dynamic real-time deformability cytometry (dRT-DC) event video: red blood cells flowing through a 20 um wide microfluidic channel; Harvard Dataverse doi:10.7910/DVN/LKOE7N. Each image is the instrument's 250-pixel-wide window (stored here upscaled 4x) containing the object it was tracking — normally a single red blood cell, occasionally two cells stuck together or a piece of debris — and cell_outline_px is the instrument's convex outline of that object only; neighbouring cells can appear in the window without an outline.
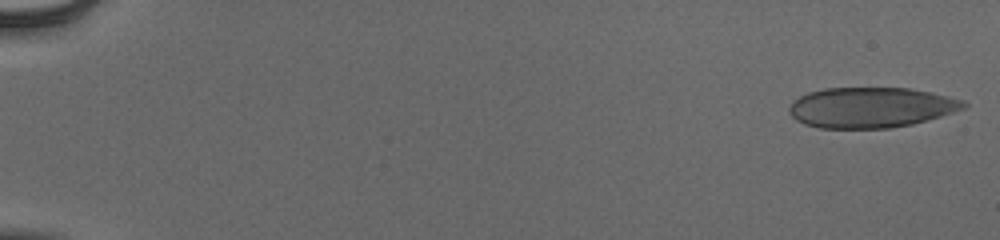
{"species": "human", "species_latin": "Homo sapiens", "temperature_condition": "cold", "stored_images_in_passage": 54, "camera_frame_rate_fps": 3000, "um_per_image_px": 0.085, "donor": {"sex": "male"}, "frame": {"image": 1, "passage_image": 1, "time_ms": 0.0, "image_size_px": [1000, 240], "cell_outline_px": [[968, 104], [964, 108], [940, 116], [912, 124], [888, 128], [820, 128], [804, 124], [796, 120], [788, 112], [788, 108], [792, 100], [808, 92], [824, 88], [908, 88], [932, 92], [964, 100]], "centroid_in_image_um": [73.99, 9.13], "position_along_channel_um": 11.0, "area_um2": 41.15}}
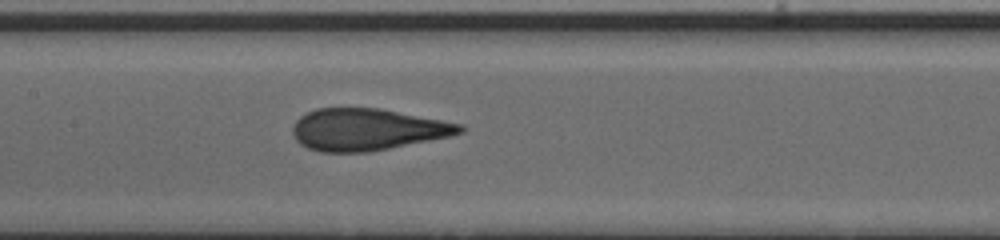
{"frame": {"image": 2, "passage_image": 28, "time_ms": 9.0, "image_size_px": [1000, 240], "cell_outline_px": [[468, 128], [464, 132], [452, 136], [368, 152], [320, 152], [308, 148], [300, 144], [296, 140], [292, 132], [292, 128], [296, 120], [300, 116], [316, 108], [380, 108], [464, 124]], "centroid_in_image_um": [31.25, 11.01], "position_along_channel_um": 176.2, "area_um2": 41.04}}
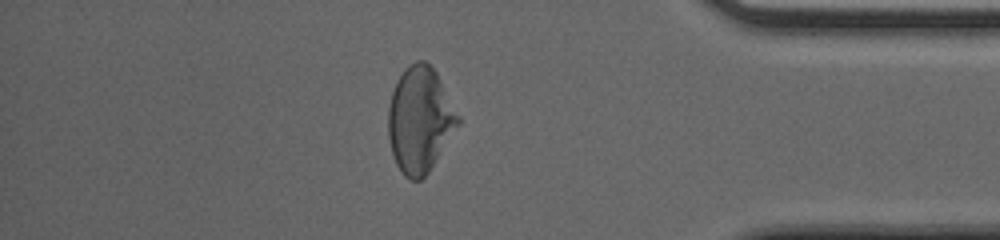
{"frame": {"image": 3, "passage_image": 47, "time_ms": 15.333, "image_size_px": [1000, 240], "cell_outline_px": [[460, 124], [428, 172], [420, 180], [408, 180], [404, 176], [396, 164], [392, 152], [388, 136], [388, 108], [392, 92], [404, 68], [416, 60], [424, 60], [436, 72], [460, 116]], "centroid_in_image_um": [35.69, 10.19], "position_along_channel_um": 399.5, "area_um2": 42.83}, "authors_computed_cell_mechanics": {"area_um2": 41.5004, "velocity_mm_per_s": 3.8943, "shape_relaxation_time_tau1_ms": 9.6275, "shape_relaxation_time_tau2_ms": 0.6596, "deformation_change_tau1": 0.2952, "deformation_change_tau2": 0.0765}}